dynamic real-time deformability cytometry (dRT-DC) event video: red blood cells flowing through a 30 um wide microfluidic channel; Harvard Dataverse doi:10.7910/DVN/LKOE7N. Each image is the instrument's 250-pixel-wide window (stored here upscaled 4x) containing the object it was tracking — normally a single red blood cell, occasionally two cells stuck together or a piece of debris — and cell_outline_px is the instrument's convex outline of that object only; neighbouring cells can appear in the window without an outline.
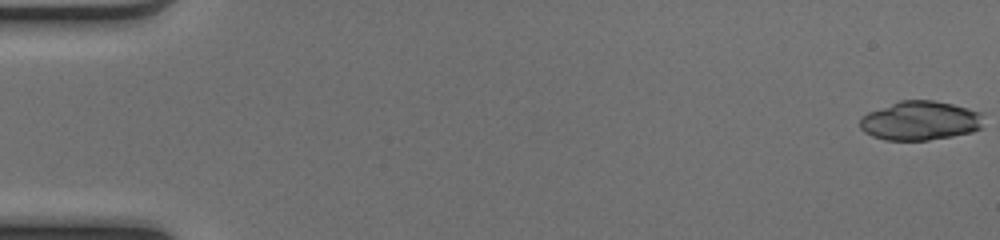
{"species": "common noctule bat (a hibernating species)", "species_latin": "Nyctalus noctula", "temperature_condition": "cold", "stored_images_in_passage": 51, "camera_frame_rate_fps": 3000, "um_per_image_px": 0.085, "animal": {"sex": "female", "body_mass_g": 17.0, "forearm_length_mm": 48.0}, "frame": {"image": 1, "passage_image": 1, "time_ms": 0.0, "image_size_px": [1000, 240], "cell_outline_px": [[984, 128], [972, 132], [952, 136], [928, 140], [884, 140], [872, 136], [864, 132], [860, 128], [860, 120], [868, 112], [900, 100], [932, 100], [952, 104], [968, 108], [980, 112]], "centroid_in_image_um": [78.23, 10.26], "position_along_channel_um": 6.8, "area_um2": 28.21}}
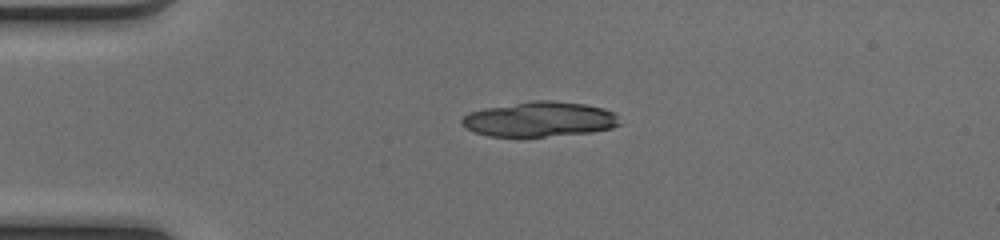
{"frame": {"image": 2, "passage_image": 13, "time_ms": 4.0, "image_size_px": [1000, 240], "cell_outline_px": [[620, 124], [612, 128], [592, 132], [544, 136], [488, 136], [476, 132], [460, 124], [460, 120], [468, 112], [484, 108], [528, 100], [552, 100], [584, 104], [604, 108], [616, 112]], "centroid_in_image_um": [45.87, 10.12], "position_along_channel_um": 39.1, "area_um2": 32.31}, "authors_computed_cell_mechanics": {"area_um2": 28.611, "velocity_mm_per_s": 4.1281, "shape_relaxation_time_tau1_ms": 7.6125, "shape_relaxation_time_tau2_ms": 4.4913, "deformation_change_tau1": 0.2337, "deformation_change_tau2": 0.1238}}